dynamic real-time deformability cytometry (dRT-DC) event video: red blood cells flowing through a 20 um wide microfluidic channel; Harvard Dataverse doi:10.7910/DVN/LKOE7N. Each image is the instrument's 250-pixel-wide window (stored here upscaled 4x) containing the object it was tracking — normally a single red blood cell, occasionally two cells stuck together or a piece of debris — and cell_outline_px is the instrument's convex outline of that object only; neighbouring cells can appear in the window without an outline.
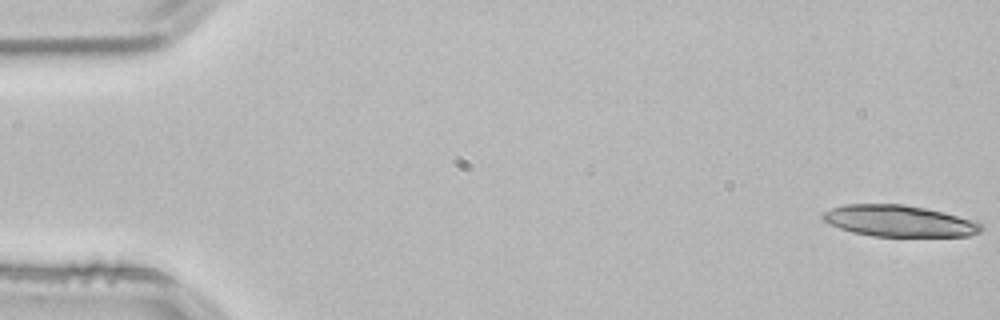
{"species": "common noctule bat (a hibernating species)", "species_latin": "Nyctalus noctula", "temperature_condition": "room temperature", "stored_images_in_passage": 20, "camera_frame_rate_fps": 3000, "um_per_image_px": 0.085, "animal": {"sex": "male", "body_mass_g": 21.5, "forearm_length_mm": 52.0}, "frame": {"image": 1, "passage_image": 1, "time_ms": 0.0, "image_size_px": [1000, 320], "cell_outline_px": [[984, 228], [980, 232], [968, 236], [872, 236], [852, 232], [840, 228], [820, 220], [820, 216], [824, 212], [832, 208], [844, 204], [904, 204], [944, 212], [972, 220], [980, 224]], "centroid_in_image_um": [76.38, 18.78], "position_along_channel_um": 8.6, "area_um2": 28.96}}
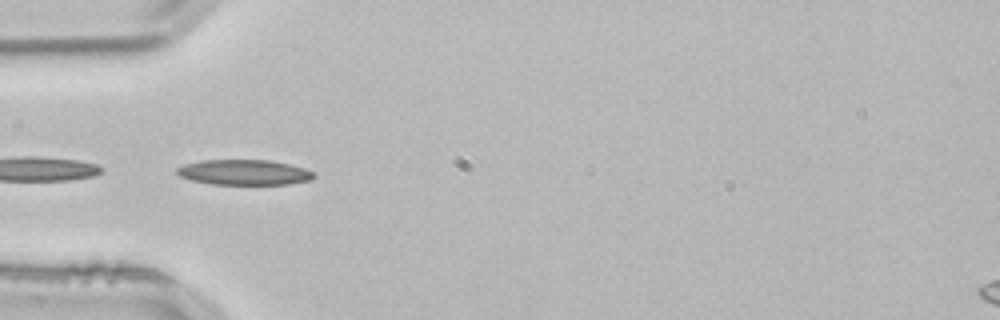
{"frame": {"image": 2, "passage_image": 17, "time_ms": 5.333, "image_size_px": [1000, 320], "cell_outline_px": [[316, 176], [312, 180], [288, 184], [212, 184], [192, 180], [180, 176], [176, 172], [176, 168], [184, 164], [200, 160], [268, 160], [288, 164], [304, 168], [312, 172]], "centroid_in_image_um": [20.74, 14.64], "position_along_channel_um": 64.3, "area_um2": 20.11}}